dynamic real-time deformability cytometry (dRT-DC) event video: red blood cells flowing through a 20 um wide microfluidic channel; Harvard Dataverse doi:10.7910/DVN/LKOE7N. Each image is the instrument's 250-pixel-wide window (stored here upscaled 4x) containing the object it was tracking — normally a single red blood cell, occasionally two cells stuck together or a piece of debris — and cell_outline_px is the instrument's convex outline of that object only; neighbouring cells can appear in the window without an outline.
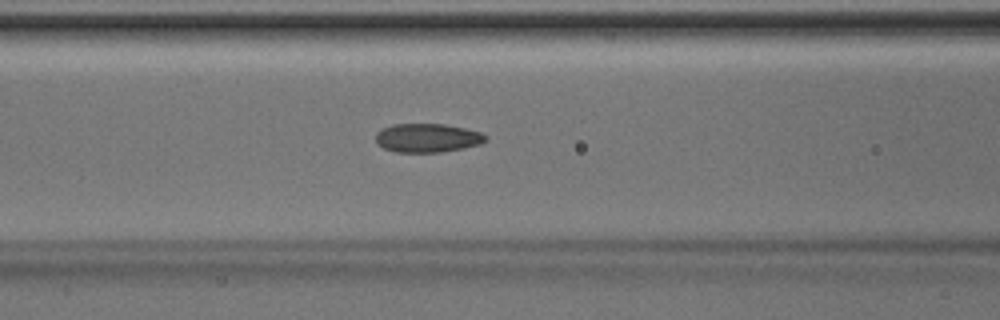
{"species": "Egyptian fruit bat (a non-hibernating species)", "species_latin": "Rousettus aegyptiacus", "temperature_condition": "room temperature", "stored_images_in_passage": 43, "camera_frame_rate_fps": 3000, "um_per_image_px": 0.085, "animal": {"sex": "male"}, "frame": {"image": 1, "passage_image": 20, "time_ms": 6.333, "image_size_px": [1000, 320], "cell_outline_px": [[484, 140], [480, 144], [464, 148], [440, 152], [396, 152], [384, 148], [376, 144], [376, 132], [392, 124], [444, 124], [464, 128], [480, 132], [484, 136]], "centroid_in_image_um": [36.27, 11.72], "position_along_channel_um": 130.3, "area_um2": 18.26}}
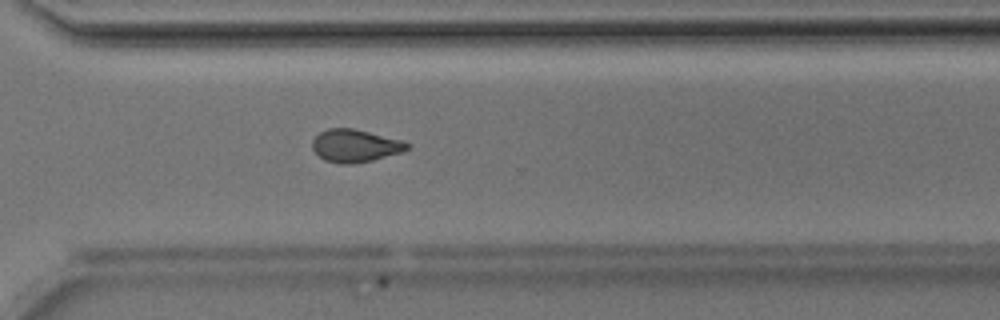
{"frame": {"image": 2, "passage_image": 35, "time_ms": 11.333, "image_size_px": [1000, 320], "cell_outline_px": [[408, 148], [400, 152], [372, 160], [352, 164], [340, 164], [324, 160], [312, 148], [312, 140], [320, 132], [328, 128], [352, 128], [400, 140], [408, 144]], "centroid_in_image_um": [30.12, 12.39], "position_along_channel_um": 340.5, "area_um2": 17.69}}
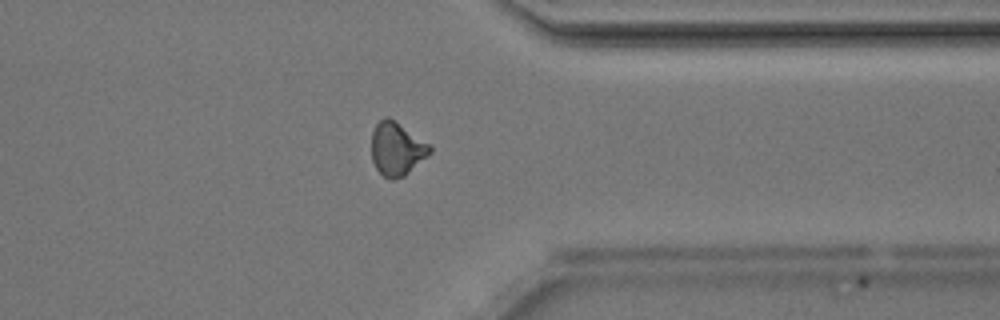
{"frame": {"image": 3, "passage_image": 38, "time_ms": 12.333, "image_size_px": [1000, 320], "cell_outline_px": [[432, 152], [428, 156], [404, 176], [392, 180], [388, 180], [376, 168], [372, 160], [372, 132], [376, 124], [384, 116], [388, 116], [432, 144]], "centroid_in_image_um": [33.75, 12.64], "position_along_channel_um": 377.6, "area_um2": 18.38}}